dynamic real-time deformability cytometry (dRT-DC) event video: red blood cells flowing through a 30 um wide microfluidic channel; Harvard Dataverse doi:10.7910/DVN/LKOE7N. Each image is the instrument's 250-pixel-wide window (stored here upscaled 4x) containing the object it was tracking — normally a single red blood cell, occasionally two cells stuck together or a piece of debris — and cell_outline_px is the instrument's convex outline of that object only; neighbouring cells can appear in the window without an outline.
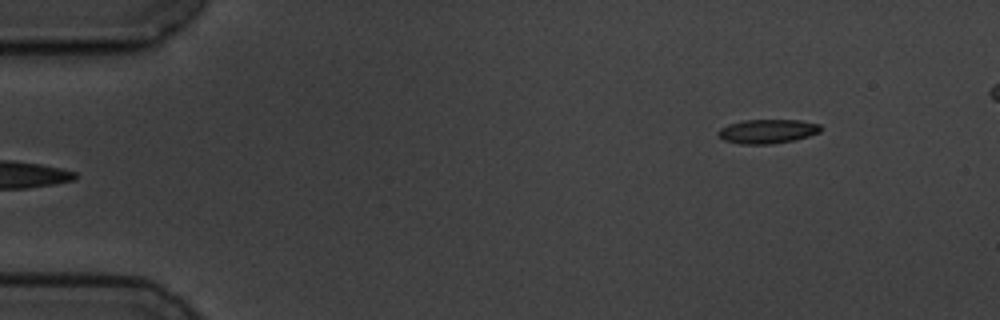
{"species": "common noctule bat (a hibernating species)", "species_latin": "Nyctalus noctula", "temperature_condition": "cold", "stored_images_in_passage": 6, "camera_frame_rate_fps": 3000, "um_per_image_px": 0.085, "animal": {"sex": "male", "body_mass_g": 19.5, "forearm_length_mm": 54.6}, "frame": {"image": 1, "passage_image": 6, "time_ms": 6.333, "image_size_px": [1000, 320], "cell_outline_px": [[820, 132], [796, 140], [772, 144], [740, 144], [724, 140], [716, 132], [720, 128], [728, 124], [744, 120], [800, 120], [820, 124]], "centroid_in_image_um": [65.23, 11.16], "position_along_channel_um": 19.8, "area_um2": 14.45}}